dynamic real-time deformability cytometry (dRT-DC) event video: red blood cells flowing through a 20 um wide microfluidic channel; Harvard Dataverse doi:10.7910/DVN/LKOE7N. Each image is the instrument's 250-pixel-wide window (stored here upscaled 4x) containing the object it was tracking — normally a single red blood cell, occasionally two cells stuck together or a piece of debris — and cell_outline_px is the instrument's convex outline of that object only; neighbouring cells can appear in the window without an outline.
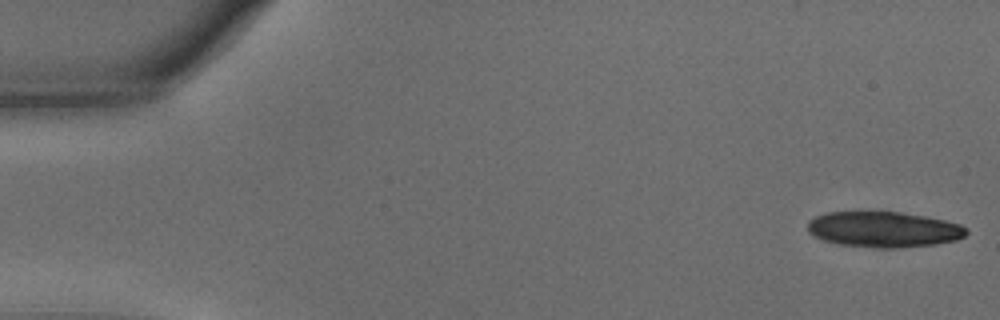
{"species": "common noctule bat (a hibernating species)", "species_latin": "Nyctalus noctula", "temperature_condition": "warm", "stored_images_in_passage": 20, "camera_frame_rate_fps": 3000, "um_per_image_px": 0.085, "animal": {"sex": "male", "body_mass_g": 15.6}, "frame": {"image": 1, "passage_image": 1, "time_ms": 0.0, "image_size_px": [1000, 320], "cell_outline_px": [[968, 232], [964, 236], [956, 240], [932, 244], [896, 248], [872, 248], [840, 244], [824, 240], [812, 236], [808, 232], [808, 220], [816, 216], [828, 212], [856, 208], [900, 212], [924, 216], [944, 220], [960, 224], [968, 228]], "centroid_in_image_um": [75.04, 19.45], "position_along_channel_um": 10.0, "area_um2": 33.99}}
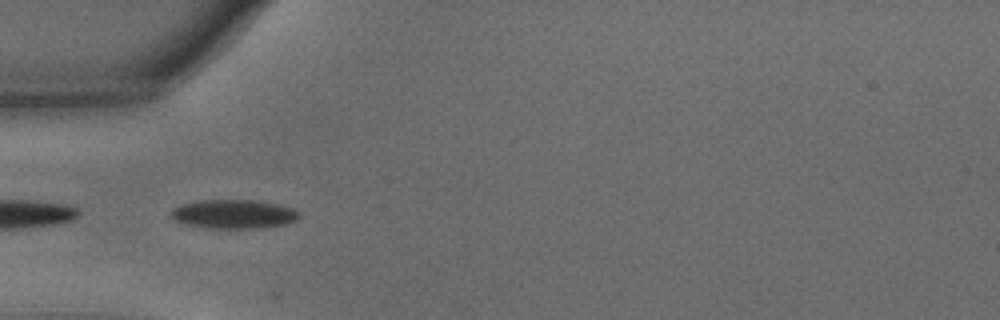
{"frame": {"image": 2, "passage_image": 18, "time_ms": 5.667, "image_size_px": [1000, 320], "cell_outline_px": [[300, 216], [296, 220], [284, 224], [260, 228], [208, 228], [188, 224], [176, 220], [172, 216], [172, 208], [180, 204], [200, 200], [260, 200], [280, 204], [296, 208], [300, 212]], "centroid_in_image_um": [19.93, 18.18], "position_along_channel_um": 65.1, "area_um2": 21.73}}